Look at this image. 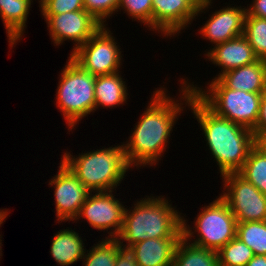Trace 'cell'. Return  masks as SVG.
<instances>
[{
    "mask_svg": "<svg viewBox=\"0 0 266 266\" xmlns=\"http://www.w3.org/2000/svg\"><path fill=\"white\" fill-rule=\"evenodd\" d=\"M42 15H57L85 10L83 0H38Z\"/></svg>",
    "mask_w": 266,
    "mask_h": 266,
    "instance_id": "obj_29",
    "label": "cell"
},
{
    "mask_svg": "<svg viewBox=\"0 0 266 266\" xmlns=\"http://www.w3.org/2000/svg\"><path fill=\"white\" fill-rule=\"evenodd\" d=\"M238 173L266 195V148L256 144Z\"/></svg>",
    "mask_w": 266,
    "mask_h": 266,
    "instance_id": "obj_22",
    "label": "cell"
},
{
    "mask_svg": "<svg viewBox=\"0 0 266 266\" xmlns=\"http://www.w3.org/2000/svg\"><path fill=\"white\" fill-rule=\"evenodd\" d=\"M204 55L213 64L221 67V72L215 77L217 79L229 70L251 64L259 59L243 35L211 47Z\"/></svg>",
    "mask_w": 266,
    "mask_h": 266,
    "instance_id": "obj_15",
    "label": "cell"
},
{
    "mask_svg": "<svg viewBox=\"0 0 266 266\" xmlns=\"http://www.w3.org/2000/svg\"><path fill=\"white\" fill-rule=\"evenodd\" d=\"M85 10L90 13L102 25H108L106 18L118 12L119 0H83ZM105 22V23H104Z\"/></svg>",
    "mask_w": 266,
    "mask_h": 266,
    "instance_id": "obj_28",
    "label": "cell"
},
{
    "mask_svg": "<svg viewBox=\"0 0 266 266\" xmlns=\"http://www.w3.org/2000/svg\"><path fill=\"white\" fill-rule=\"evenodd\" d=\"M163 197L148 196L137 200L133 210L125 209L123 226L116 238L122 248L146 239L182 237L183 216Z\"/></svg>",
    "mask_w": 266,
    "mask_h": 266,
    "instance_id": "obj_3",
    "label": "cell"
},
{
    "mask_svg": "<svg viewBox=\"0 0 266 266\" xmlns=\"http://www.w3.org/2000/svg\"><path fill=\"white\" fill-rule=\"evenodd\" d=\"M113 33L103 25L83 45L70 53L69 57L83 70L94 76L121 72L122 55Z\"/></svg>",
    "mask_w": 266,
    "mask_h": 266,
    "instance_id": "obj_8",
    "label": "cell"
},
{
    "mask_svg": "<svg viewBox=\"0 0 266 266\" xmlns=\"http://www.w3.org/2000/svg\"><path fill=\"white\" fill-rule=\"evenodd\" d=\"M246 12L249 16L266 19V0H253L249 8L247 5Z\"/></svg>",
    "mask_w": 266,
    "mask_h": 266,
    "instance_id": "obj_32",
    "label": "cell"
},
{
    "mask_svg": "<svg viewBox=\"0 0 266 266\" xmlns=\"http://www.w3.org/2000/svg\"><path fill=\"white\" fill-rule=\"evenodd\" d=\"M172 266H219L216 251L190 243L183 235L179 239Z\"/></svg>",
    "mask_w": 266,
    "mask_h": 266,
    "instance_id": "obj_21",
    "label": "cell"
},
{
    "mask_svg": "<svg viewBox=\"0 0 266 266\" xmlns=\"http://www.w3.org/2000/svg\"><path fill=\"white\" fill-rule=\"evenodd\" d=\"M58 172L49 180L53 186L57 223L74 221L81 206L86 202L90 191L81 183L73 172L60 161Z\"/></svg>",
    "mask_w": 266,
    "mask_h": 266,
    "instance_id": "obj_13",
    "label": "cell"
},
{
    "mask_svg": "<svg viewBox=\"0 0 266 266\" xmlns=\"http://www.w3.org/2000/svg\"><path fill=\"white\" fill-rule=\"evenodd\" d=\"M112 192L114 191L90 192L75 221H79L81 217L95 229L106 232L109 229L106 238H117L123 226L126 208Z\"/></svg>",
    "mask_w": 266,
    "mask_h": 266,
    "instance_id": "obj_11",
    "label": "cell"
},
{
    "mask_svg": "<svg viewBox=\"0 0 266 266\" xmlns=\"http://www.w3.org/2000/svg\"><path fill=\"white\" fill-rule=\"evenodd\" d=\"M194 94L216 115L253 130L260 112L263 93H252L228 88L219 78H214L207 87L191 85L183 79ZM197 86V87H196Z\"/></svg>",
    "mask_w": 266,
    "mask_h": 266,
    "instance_id": "obj_5",
    "label": "cell"
},
{
    "mask_svg": "<svg viewBox=\"0 0 266 266\" xmlns=\"http://www.w3.org/2000/svg\"><path fill=\"white\" fill-rule=\"evenodd\" d=\"M203 130L221 175L238 172L257 144L253 131L212 112L194 93L187 105Z\"/></svg>",
    "mask_w": 266,
    "mask_h": 266,
    "instance_id": "obj_2",
    "label": "cell"
},
{
    "mask_svg": "<svg viewBox=\"0 0 266 266\" xmlns=\"http://www.w3.org/2000/svg\"><path fill=\"white\" fill-rule=\"evenodd\" d=\"M33 0H0V17L6 29L9 46L16 45L25 32Z\"/></svg>",
    "mask_w": 266,
    "mask_h": 266,
    "instance_id": "obj_18",
    "label": "cell"
},
{
    "mask_svg": "<svg viewBox=\"0 0 266 266\" xmlns=\"http://www.w3.org/2000/svg\"><path fill=\"white\" fill-rule=\"evenodd\" d=\"M9 213L10 212L8 210H6V208H5V210L4 209H2V210L0 209V226L3 224V221L5 222L4 219L7 218Z\"/></svg>",
    "mask_w": 266,
    "mask_h": 266,
    "instance_id": "obj_34",
    "label": "cell"
},
{
    "mask_svg": "<svg viewBox=\"0 0 266 266\" xmlns=\"http://www.w3.org/2000/svg\"><path fill=\"white\" fill-rule=\"evenodd\" d=\"M79 233L72 229H63L53 236L50 254L60 266H69L83 259L86 248Z\"/></svg>",
    "mask_w": 266,
    "mask_h": 266,
    "instance_id": "obj_20",
    "label": "cell"
},
{
    "mask_svg": "<svg viewBox=\"0 0 266 266\" xmlns=\"http://www.w3.org/2000/svg\"><path fill=\"white\" fill-rule=\"evenodd\" d=\"M115 266H138V264L129 249L121 248L116 255Z\"/></svg>",
    "mask_w": 266,
    "mask_h": 266,
    "instance_id": "obj_31",
    "label": "cell"
},
{
    "mask_svg": "<svg viewBox=\"0 0 266 266\" xmlns=\"http://www.w3.org/2000/svg\"><path fill=\"white\" fill-rule=\"evenodd\" d=\"M65 152L61 161L90 191H114L131 168L125 158L124 146L117 145L88 151L78 156Z\"/></svg>",
    "mask_w": 266,
    "mask_h": 266,
    "instance_id": "obj_4",
    "label": "cell"
},
{
    "mask_svg": "<svg viewBox=\"0 0 266 266\" xmlns=\"http://www.w3.org/2000/svg\"><path fill=\"white\" fill-rule=\"evenodd\" d=\"M50 38L56 46L66 40L74 41L72 52L83 45L103 25L86 10L66 12L57 15H43Z\"/></svg>",
    "mask_w": 266,
    "mask_h": 266,
    "instance_id": "obj_12",
    "label": "cell"
},
{
    "mask_svg": "<svg viewBox=\"0 0 266 266\" xmlns=\"http://www.w3.org/2000/svg\"><path fill=\"white\" fill-rule=\"evenodd\" d=\"M181 81L180 102L167 96L168 90L163 86L153 91L151 101L133 128L134 132L131 131L129 141L123 143L125 158L130 167H151L161 160V154L166 151L175 121L184 109L182 105L185 103L187 107L194 93L183 78Z\"/></svg>",
    "mask_w": 266,
    "mask_h": 266,
    "instance_id": "obj_1",
    "label": "cell"
},
{
    "mask_svg": "<svg viewBox=\"0 0 266 266\" xmlns=\"http://www.w3.org/2000/svg\"><path fill=\"white\" fill-rule=\"evenodd\" d=\"M245 266H266V255H254Z\"/></svg>",
    "mask_w": 266,
    "mask_h": 266,
    "instance_id": "obj_33",
    "label": "cell"
},
{
    "mask_svg": "<svg viewBox=\"0 0 266 266\" xmlns=\"http://www.w3.org/2000/svg\"><path fill=\"white\" fill-rule=\"evenodd\" d=\"M211 1L199 4L196 0H152V30L164 37L181 33L198 14L210 8Z\"/></svg>",
    "mask_w": 266,
    "mask_h": 266,
    "instance_id": "obj_10",
    "label": "cell"
},
{
    "mask_svg": "<svg viewBox=\"0 0 266 266\" xmlns=\"http://www.w3.org/2000/svg\"><path fill=\"white\" fill-rule=\"evenodd\" d=\"M219 79L233 90L264 93L266 91V60L258 59L251 64L229 70Z\"/></svg>",
    "mask_w": 266,
    "mask_h": 266,
    "instance_id": "obj_17",
    "label": "cell"
},
{
    "mask_svg": "<svg viewBox=\"0 0 266 266\" xmlns=\"http://www.w3.org/2000/svg\"><path fill=\"white\" fill-rule=\"evenodd\" d=\"M220 176L224 187L223 194L219 195L227 203L237 222L266 221V195L238 172Z\"/></svg>",
    "mask_w": 266,
    "mask_h": 266,
    "instance_id": "obj_9",
    "label": "cell"
},
{
    "mask_svg": "<svg viewBox=\"0 0 266 266\" xmlns=\"http://www.w3.org/2000/svg\"><path fill=\"white\" fill-rule=\"evenodd\" d=\"M118 9H123L129 18L145 24L152 31V0H119Z\"/></svg>",
    "mask_w": 266,
    "mask_h": 266,
    "instance_id": "obj_27",
    "label": "cell"
},
{
    "mask_svg": "<svg viewBox=\"0 0 266 266\" xmlns=\"http://www.w3.org/2000/svg\"><path fill=\"white\" fill-rule=\"evenodd\" d=\"M243 36L248 40L255 55L266 60V19L246 14Z\"/></svg>",
    "mask_w": 266,
    "mask_h": 266,
    "instance_id": "obj_25",
    "label": "cell"
},
{
    "mask_svg": "<svg viewBox=\"0 0 266 266\" xmlns=\"http://www.w3.org/2000/svg\"><path fill=\"white\" fill-rule=\"evenodd\" d=\"M252 131L256 143L261 144L266 140V91L262 94L258 123Z\"/></svg>",
    "mask_w": 266,
    "mask_h": 266,
    "instance_id": "obj_30",
    "label": "cell"
},
{
    "mask_svg": "<svg viewBox=\"0 0 266 266\" xmlns=\"http://www.w3.org/2000/svg\"><path fill=\"white\" fill-rule=\"evenodd\" d=\"M246 14V7L228 5L209 15L199 33L215 45L234 39L243 35Z\"/></svg>",
    "mask_w": 266,
    "mask_h": 266,
    "instance_id": "obj_14",
    "label": "cell"
},
{
    "mask_svg": "<svg viewBox=\"0 0 266 266\" xmlns=\"http://www.w3.org/2000/svg\"><path fill=\"white\" fill-rule=\"evenodd\" d=\"M199 4H201L204 0H196Z\"/></svg>",
    "mask_w": 266,
    "mask_h": 266,
    "instance_id": "obj_37",
    "label": "cell"
},
{
    "mask_svg": "<svg viewBox=\"0 0 266 266\" xmlns=\"http://www.w3.org/2000/svg\"><path fill=\"white\" fill-rule=\"evenodd\" d=\"M238 237L254 255H266V221L237 222Z\"/></svg>",
    "mask_w": 266,
    "mask_h": 266,
    "instance_id": "obj_23",
    "label": "cell"
},
{
    "mask_svg": "<svg viewBox=\"0 0 266 266\" xmlns=\"http://www.w3.org/2000/svg\"><path fill=\"white\" fill-rule=\"evenodd\" d=\"M195 220V227L192 228L183 217V236L192 244L218 252L236 237L237 220L220 196L208 206H204ZM194 228L197 238L191 242L194 237V232H192Z\"/></svg>",
    "mask_w": 266,
    "mask_h": 266,
    "instance_id": "obj_7",
    "label": "cell"
},
{
    "mask_svg": "<svg viewBox=\"0 0 266 266\" xmlns=\"http://www.w3.org/2000/svg\"><path fill=\"white\" fill-rule=\"evenodd\" d=\"M266 148V140L261 143Z\"/></svg>",
    "mask_w": 266,
    "mask_h": 266,
    "instance_id": "obj_36",
    "label": "cell"
},
{
    "mask_svg": "<svg viewBox=\"0 0 266 266\" xmlns=\"http://www.w3.org/2000/svg\"><path fill=\"white\" fill-rule=\"evenodd\" d=\"M67 61L59 76L55 104L62 112L70 132L82 118L95 110L96 76L83 70L70 57Z\"/></svg>",
    "mask_w": 266,
    "mask_h": 266,
    "instance_id": "obj_6",
    "label": "cell"
},
{
    "mask_svg": "<svg viewBox=\"0 0 266 266\" xmlns=\"http://www.w3.org/2000/svg\"><path fill=\"white\" fill-rule=\"evenodd\" d=\"M125 83L119 72L96 76L94 86L95 111L100 106L103 108L123 106L129 95Z\"/></svg>",
    "mask_w": 266,
    "mask_h": 266,
    "instance_id": "obj_19",
    "label": "cell"
},
{
    "mask_svg": "<svg viewBox=\"0 0 266 266\" xmlns=\"http://www.w3.org/2000/svg\"><path fill=\"white\" fill-rule=\"evenodd\" d=\"M217 254L219 266H245L254 256L252 249L238 237L223 246Z\"/></svg>",
    "mask_w": 266,
    "mask_h": 266,
    "instance_id": "obj_26",
    "label": "cell"
},
{
    "mask_svg": "<svg viewBox=\"0 0 266 266\" xmlns=\"http://www.w3.org/2000/svg\"><path fill=\"white\" fill-rule=\"evenodd\" d=\"M121 245L116 238H106L98 241L87 250L84 255V266H115L116 255L121 249ZM89 251V252H88Z\"/></svg>",
    "mask_w": 266,
    "mask_h": 266,
    "instance_id": "obj_24",
    "label": "cell"
},
{
    "mask_svg": "<svg viewBox=\"0 0 266 266\" xmlns=\"http://www.w3.org/2000/svg\"><path fill=\"white\" fill-rule=\"evenodd\" d=\"M181 237H162L140 241L128 249L138 266H172L176 245Z\"/></svg>",
    "mask_w": 266,
    "mask_h": 266,
    "instance_id": "obj_16",
    "label": "cell"
},
{
    "mask_svg": "<svg viewBox=\"0 0 266 266\" xmlns=\"http://www.w3.org/2000/svg\"><path fill=\"white\" fill-rule=\"evenodd\" d=\"M1 238H2V237H0V256L2 257V255H1V254H2V253H1V252H2V247H1V246H3V245H2V243H1V241H2ZM1 257H0V258H1Z\"/></svg>",
    "mask_w": 266,
    "mask_h": 266,
    "instance_id": "obj_35",
    "label": "cell"
}]
</instances>
